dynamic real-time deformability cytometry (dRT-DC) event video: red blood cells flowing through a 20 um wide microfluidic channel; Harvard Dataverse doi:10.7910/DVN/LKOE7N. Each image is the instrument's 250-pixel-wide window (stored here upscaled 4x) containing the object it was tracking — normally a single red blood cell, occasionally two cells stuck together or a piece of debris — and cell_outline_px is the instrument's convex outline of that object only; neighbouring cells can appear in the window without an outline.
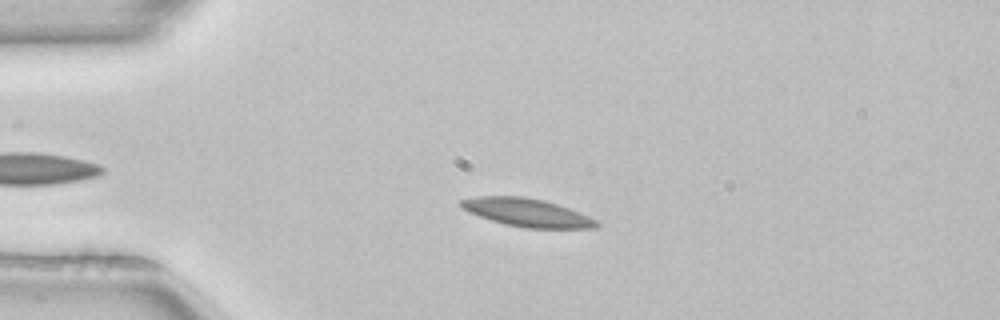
{"species": "common noctule bat (a hibernating species)", "species_latin": "Nyctalus noctula", "temperature_condition": "room temperature", "stored_images_in_passage": 49, "camera_frame_rate_fps": 3000, "um_per_image_px": 0.085, "animal": {"sex": "female", "body_mass_g": 22.7, "forearm_length_mm": 54.2}, "frame": {"image": 1, "passage_image": 10, "time_ms": 3.0, "image_size_px": [1000, 320], "cell_outline_px": [[600, 224], [596, 228], [524, 228], [504, 224], [468, 212], [460, 204], [460, 200], [476, 196], [524, 196], [544, 200], [580, 212], [596, 220]], "centroid_in_image_um": [44.8, 18.06], "position_along_channel_um": 40.2, "area_um2": 22.08}}
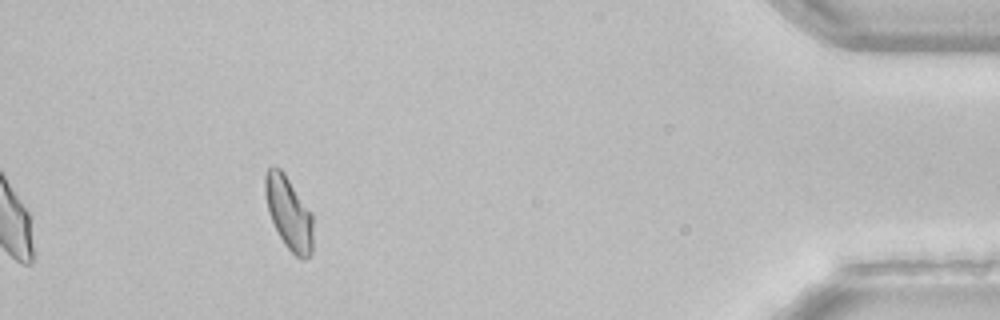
{"frame": {"image": 2, "passage_image": 45, "time_ms": 14.667, "image_size_px": [1000, 320], "cell_outline_px": [[312, 252], [304, 260], [296, 256], [284, 244], [268, 212], [264, 192], [264, 176], [268, 168], [280, 168], [284, 172], [312, 212]], "centroid_in_image_um": [24.54, 18.08], "position_along_channel_um": 410.7, "area_um2": 20.29}}